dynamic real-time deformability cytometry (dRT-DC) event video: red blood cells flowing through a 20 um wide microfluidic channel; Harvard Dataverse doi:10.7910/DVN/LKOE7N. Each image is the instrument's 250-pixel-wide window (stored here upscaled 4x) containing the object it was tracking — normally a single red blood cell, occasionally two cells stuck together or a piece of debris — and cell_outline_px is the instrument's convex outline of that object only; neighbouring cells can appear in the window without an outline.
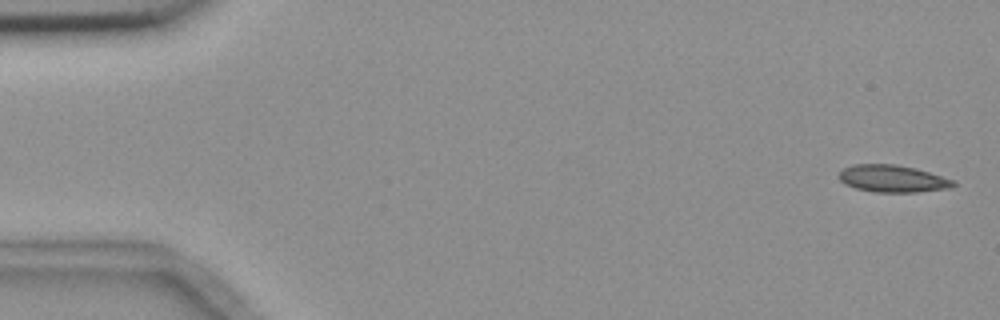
{"species": "common noctule bat (a hibernating species)", "species_latin": "Nyctalus noctula", "temperature_condition": "room temperature", "stored_images_in_passage": 6, "segment_of_instrument_passage": [1, 2], "camera_frame_rate_fps": 3000, "um_per_image_px": 0.085, "animal": {"sex": "female", "body_mass_g": 18.4}, "frame": {"image": 1, "passage_image": 1, "time_ms": 0.0, "image_size_px": [1000, 320], "cell_outline_px": [[956, 184], [952, 188], [916, 192], [876, 192], [856, 188], [844, 184], [840, 180], [840, 172], [844, 168], [852, 164], [896, 164], [916, 168], [956, 180]], "centroid_in_image_um": [75.92, 15.18], "position_along_channel_um": 9.1, "area_um2": 18.21}}